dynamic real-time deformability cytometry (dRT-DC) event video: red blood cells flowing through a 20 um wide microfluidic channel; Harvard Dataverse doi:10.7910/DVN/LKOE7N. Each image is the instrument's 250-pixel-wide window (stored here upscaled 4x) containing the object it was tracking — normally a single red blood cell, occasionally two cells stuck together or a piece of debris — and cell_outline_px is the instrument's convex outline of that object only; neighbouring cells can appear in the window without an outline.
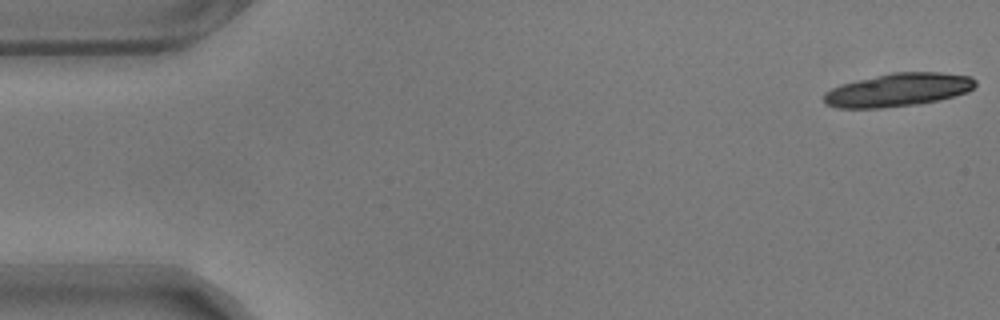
{"species": "common noctule bat (a hibernating species)", "species_latin": "Nyctalus noctula", "temperature_condition": "warm", "stored_images_in_passage": 16, "camera_frame_rate_fps": 3000, "um_per_image_px": 0.085, "animal": {"sex": "male", "body_mass_g": 17.9}, "frame": {"image": 1, "passage_image": 1, "time_ms": 0.0, "image_size_px": [1000, 320], "cell_outline_px": [[976, 84], [968, 92], [940, 100], [920, 104], [880, 108], [836, 108], [824, 104], [824, 92], [840, 84], [892, 72], [940, 72], [972, 76], [976, 80]], "centroid_in_image_um": [76.34, 7.64], "position_along_channel_um": 8.7, "area_um2": 29.59}}